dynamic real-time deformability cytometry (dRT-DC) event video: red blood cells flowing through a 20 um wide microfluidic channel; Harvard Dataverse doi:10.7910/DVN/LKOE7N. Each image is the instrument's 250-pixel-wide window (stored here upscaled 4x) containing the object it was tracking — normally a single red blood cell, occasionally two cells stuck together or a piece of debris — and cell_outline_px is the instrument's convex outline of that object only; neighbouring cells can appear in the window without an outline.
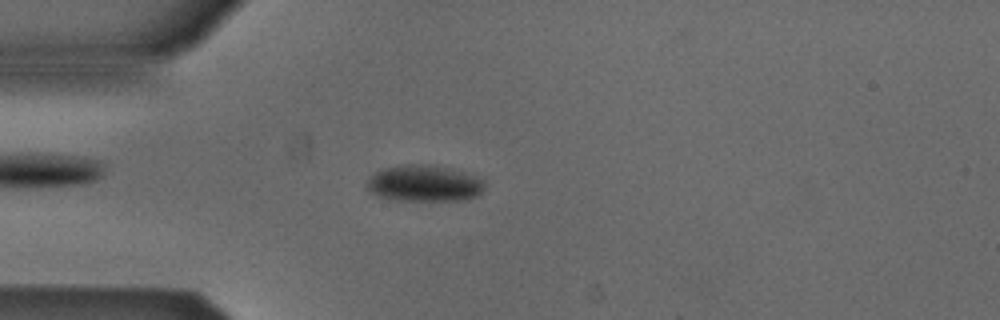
{"species": "Egyptian fruit bat (a non-hibernating species)", "species_latin": "Rousettus aegyptiacus", "temperature_condition": "cold", "stored_images_in_passage": 53, "camera_frame_rate_fps": 3000, "um_per_image_px": 0.085, "animal": {"sex": "male"}, "frame": {"image": 1, "passage_image": 14, "time_ms": 4.333, "image_size_px": [1000, 320], "cell_outline_px": [[484, 188], [480, 196], [464, 200], [388, 200], [372, 192], [368, 188], [368, 180], [376, 172], [388, 168], [444, 168], [460, 172], [484, 180]], "centroid_in_image_um": [36.12, 15.68], "position_along_channel_um": 48.9, "area_um2": 23.35}}
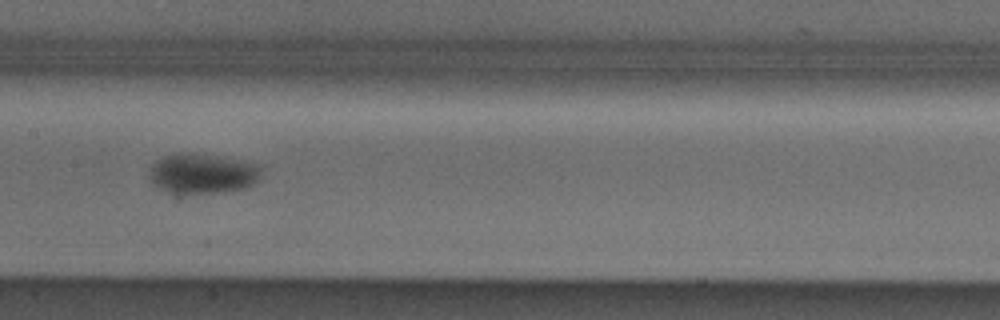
{"frame": {"image": 2, "passage_image": 26, "time_ms": 8.333, "image_size_px": [1000, 320], "cell_outline_px": [[260, 168], [256, 180], [248, 188], [224, 192], [168, 192], [152, 184], [148, 176], [152, 164], [164, 156], [180, 152], [216, 156], [260, 164]], "centroid_in_image_um": [17.18, 14.75], "position_along_channel_um": 190.2, "area_um2": 25.72}}
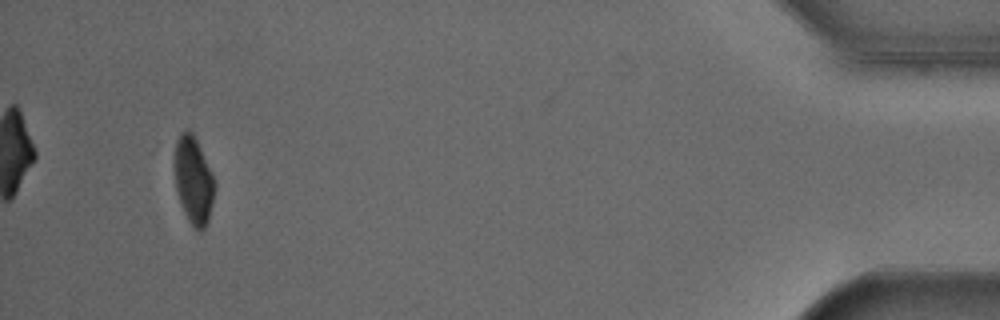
{"frame": {"image": 3, "passage_image": 50, "time_ms": 16.333, "image_size_px": [1000, 320], "cell_outline_px": [[216, 184], [212, 204], [208, 220], [204, 228], [200, 232], [188, 220], [184, 212], [176, 188], [176, 140], [188, 128], [192, 132], [200, 148]], "centroid_in_image_um": [16.47, 15.36], "position_along_channel_um": 418.7, "area_um2": 19.59}, "authors_computed_cell_mechanics": {"area_um2": 23.5824, "velocity_mm_per_s": 3.8444, "shape_relaxation_time_tau1_ms": 3.6948, "shape_relaxation_time_tau2_ms": null, "deformation_change_tau1": 0.0743, "deformation_change_tau2": null}}